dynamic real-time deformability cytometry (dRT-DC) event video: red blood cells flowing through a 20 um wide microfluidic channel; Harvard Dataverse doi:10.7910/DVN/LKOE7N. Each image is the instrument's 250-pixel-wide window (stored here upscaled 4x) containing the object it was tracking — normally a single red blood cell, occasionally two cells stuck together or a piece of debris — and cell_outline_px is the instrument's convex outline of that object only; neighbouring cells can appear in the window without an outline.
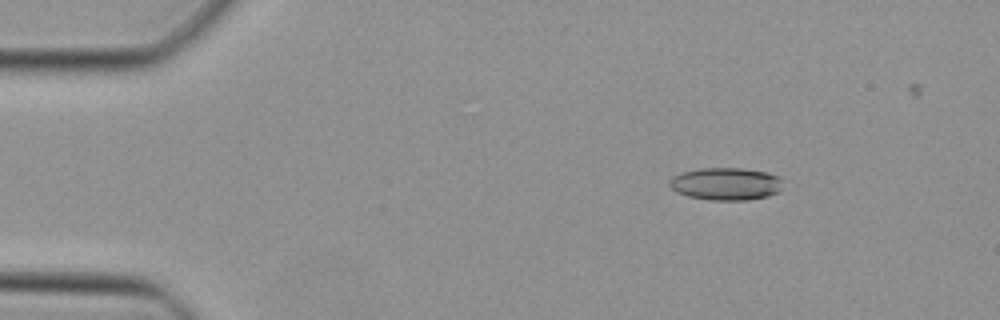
{"species": "Egyptian fruit bat (a non-hibernating species)", "species_latin": "Rousettus aegyptiacus", "temperature_condition": "cold", "stored_images_in_passage": 38, "camera_frame_rate_fps": 3000, "um_per_image_px": 0.085, "animal": {"sex": "female"}, "frame": {"image": 1, "passage_image": 1, "time_ms": 0.0, "image_size_px": [1000, 320], "cell_outline_px": [[780, 192], [768, 196], [748, 200], [708, 200], [688, 196], [676, 192], [668, 184], [668, 180], [672, 176], [680, 172], [700, 168], [744, 168], [768, 172], [776, 176], [780, 180]], "centroid_in_image_um": [61.65, 15.62], "position_along_channel_um": 23.3, "area_um2": 21.68}}
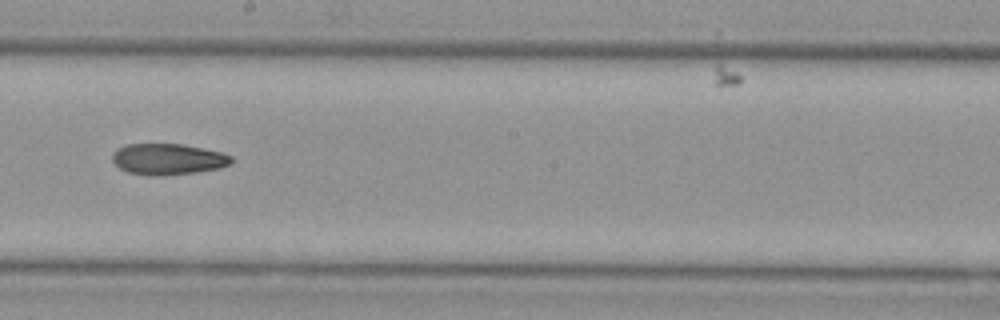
{"frame": {"image": 2, "passage_image": 21, "time_ms": 6.667, "image_size_px": [1000, 320], "cell_outline_px": [[232, 164], [220, 168], [196, 172], [152, 176], [148, 176], [128, 172], [120, 168], [112, 160], [112, 152], [116, 148], [128, 144], [180, 144], [204, 148], [220, 152], [232, 156]], "centroid_in_image_um": [14.27, 13.52], "position_along_channel_um": 233.9, "area_um2": 21.62}}
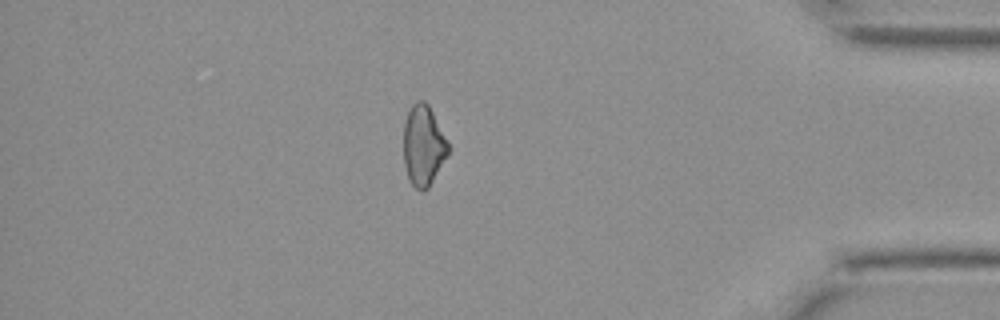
{"frame": {"image": 3, "passage_image": 35, "time_ms": 11.333, "image_size_px": [1000, 320], "cell_outline_px": [[448, 156], [428, 188], [424, 192], [416, 188], [408, 180], [404, 164], [404, 120], [412, 104], [416, 100], [424, 100], [428, 104], [448, 144]], "centroid_in_image_um": [35.96, 12.39], "position_along_channel_um": 399.2, "area_um2": 20.87}}